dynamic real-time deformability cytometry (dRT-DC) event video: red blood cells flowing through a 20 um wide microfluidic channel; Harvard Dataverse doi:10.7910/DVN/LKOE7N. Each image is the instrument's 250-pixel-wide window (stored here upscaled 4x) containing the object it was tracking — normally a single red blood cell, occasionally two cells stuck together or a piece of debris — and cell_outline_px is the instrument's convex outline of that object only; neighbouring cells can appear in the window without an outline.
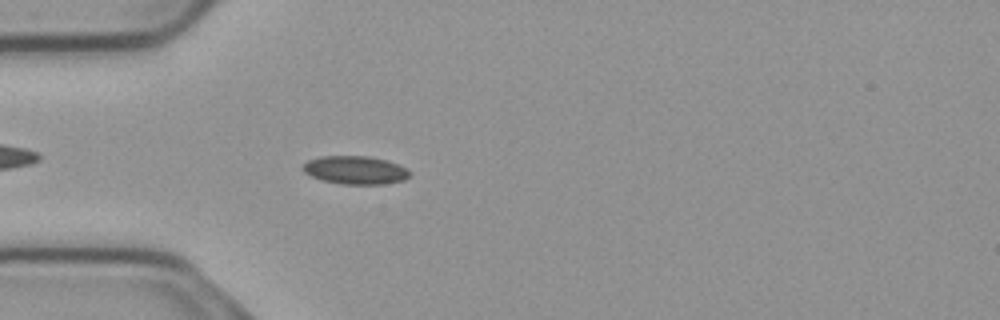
{"species": "common noctule bat (a hibernating species)", "species_latin": "Nyctalus noctula", "temperature_condition": "cold", "stored_images_in_passage": 49, "camera_frame_rate_fps": 3000, "um_per_image_px": 0.085, "animal": {"sex": "male", "body_mass_g": 23.1, "forearm_length_mm": 52.7}, "frame": {"image": 1, "passage_image": 10, "time_ms": 3.0, "image_size_px": [1000, 320], "cell_outline_px": [[412, 172], [404, 180], [384, 184], [344, 184], [320, 180], [304, 172], [300, 168], [308, 160], [320, 156], [368, 156], [388, 160], [408, 168]], "centroid_in_image_um": [30.21, 14.45], "position_along_channel_um": 54.8, "area_um2": 17.74}}
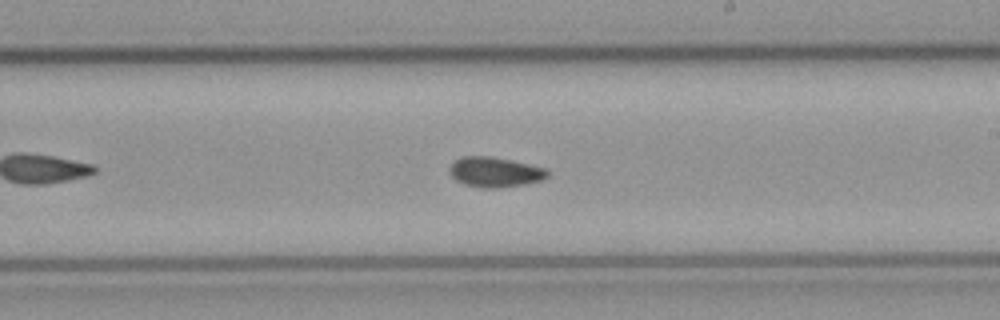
{"frame": {"image": 2, "passage_image": 26, "time_ms": 8.333, "image_size_px": [1000, 320], "cell_outline_px": [[548, 176], [544, 180], [524, 184], [496, 188], [480, 188], [464, 184], [456, 180], [448, 172], [448, 168], [456, 160], [464, 156], [492, 156], [512, 160], [544, 168], [548, 172]], "centroid_in_image_um": [42.05, 14.63], "position_along_channel_um": 246.9, "area_um2": 17.17}}
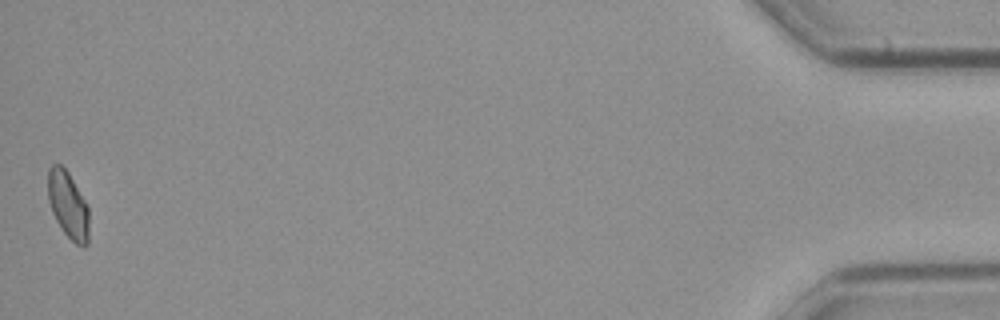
{"frame": {"image": 3, "passage_image": 49, "time_ms": 16.0, "image_size_px": [1000, 320], "cell_outline_px": [[88, 244], [84, 248], [76, 244], [64, 232], [56, 220], [52, 212], [48, 200], [48, 168], [52, 164], [60, 164], [68, 172], [84, 200], [88, 208]], "centroid_in_image_um": [5.77, 17.43], "position_along_channel_um": 429.4, "area_um2": 15.84}, "authors_computed_cell_mechanics": {"area_um2": 16.5886, "velocity_mm_per_s": 3.7064, "shape_relaxation_time_tau1_ms": null, "shape_relaxation_time_tau2_ms": 4.253, "deformation_change_tau1": null, "deformation_change_tau2": 0.0802}}